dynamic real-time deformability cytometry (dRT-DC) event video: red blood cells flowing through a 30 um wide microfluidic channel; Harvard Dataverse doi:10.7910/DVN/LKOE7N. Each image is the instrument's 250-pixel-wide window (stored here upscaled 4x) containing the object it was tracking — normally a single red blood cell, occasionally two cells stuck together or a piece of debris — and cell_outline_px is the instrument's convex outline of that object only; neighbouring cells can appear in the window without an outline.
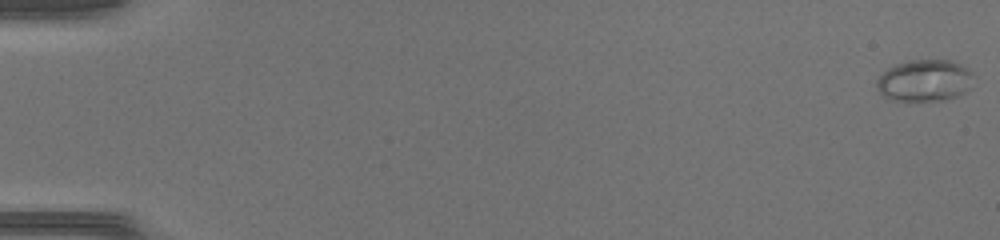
{"species": "common noctule bat (a hibernating species)", "species_latin": "Nyctalus noctula", "temperature_condition": "warm", "stored_images_in_passage": 47, "camera_frame_rate_fps": 3000, "um_per_image_px": 0.085, "animal": {"sex": "female", "body_mass_g": 17.0, "forearm_length_mm": 48.0}, "frame": {"image": 1, "passage_image": 1, "time_ms": 0.0, "image_size_px": [1000, 240], "cell_outline_px": [[968, 88], [964, 92], [956, 96], [944, 100], [912, 104], [888, 100], [876, 88], [876, 80], [888, 68], [896, 64], [908, 60], [948, 60], [964, 68], [968, 72]], "centroid_in_image_um": [78.44, 6.92], "position_along_channel_um": 6.6, "area_um2": 23.58}}
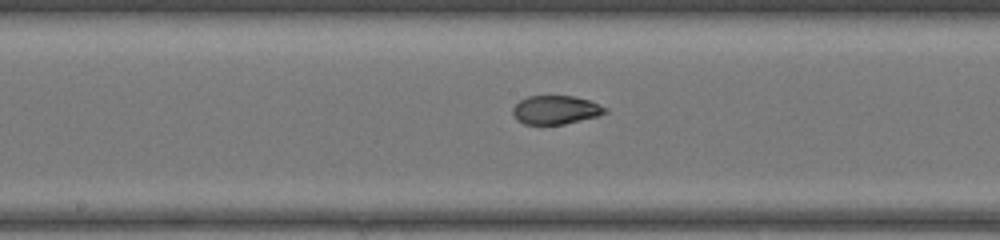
{"frame": {"image": 2, "passage_image": 26, "time_ms": 8.333, "image_size_px": [1000, 240], "cell_outline_px": [[608, 112], [596, 116], [564, 124], [524, 124], [516, 120], [512, 112], [512, 108], [520, 100], [528, 96], [572, 96], [588, 100], [608, 108]], "centroid_in_image_um": [47.21, 9.34], "position_along_channel_um": 201.0, "area_um2": 15.32}}
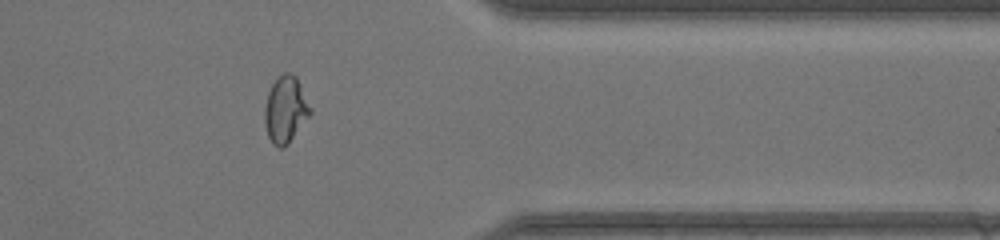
{"frame": {"image": 3, "passage_image": 39, "time_ms": 12.667, "image_size_px": [1000, 240], "cell_outline_px": [[312, 112], [288, 144], [284, 148], [280, 148], [272, 144], [268, 136], [264, 120], [264, 108], [268, 92], [272, 84], [284, 72], [288, 72], [296, 76], [312, 108]], "centroid_in_image_um": [24.27, 9.33], "position_along_channel_um": 387.1, "area_um2": 17.69}}